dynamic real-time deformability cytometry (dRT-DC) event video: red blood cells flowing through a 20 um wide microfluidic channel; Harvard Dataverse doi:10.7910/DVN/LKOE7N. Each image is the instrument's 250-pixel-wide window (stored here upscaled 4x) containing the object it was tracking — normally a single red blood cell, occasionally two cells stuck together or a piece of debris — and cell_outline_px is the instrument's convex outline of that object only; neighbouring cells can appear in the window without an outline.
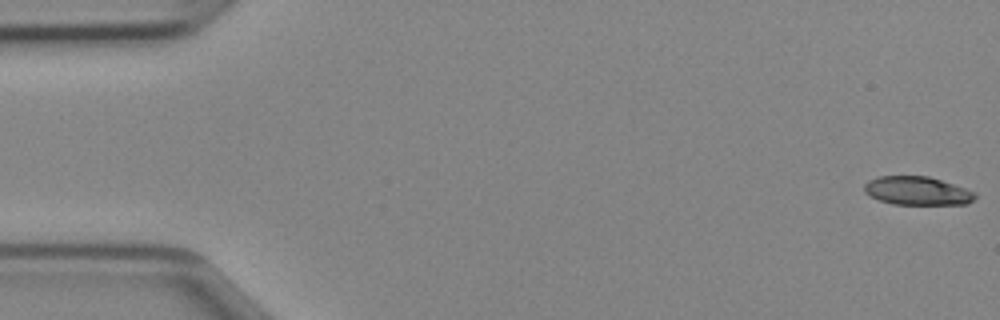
{"species": "Egyptian fruit bat (a non-hibernating species)", "species_latin": "Rousettus aegyptiacus", "temperature_condition": "cold", "stored_images_in_passage": 47, "camera_frame_rate_fps": 3000, "um_per_image_px": 0.085, "animal": {"sex": "female"}, "frame": {"image": 1, "passage_image": 1, "time_ms": 0.0, "image_size_px": [1000, 320], "cell_outline_px": [[976, 196], [968, 204], [892, 204], [880, 200], [864, 192], [864, 184], [868, 180], [880, 176], [928, 176], [976, 192]], "centroid_in_image_um": [77.95, 16.22], "position_along_channel_um": 7.1, "area_um2": 18.21}}
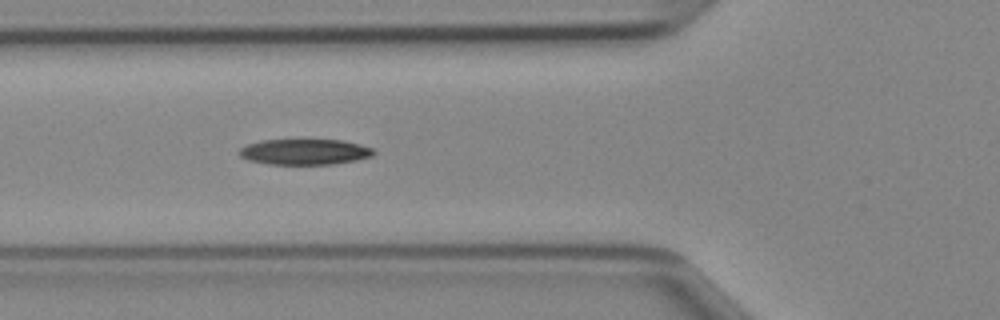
{"frame": {"image": 2, "passage_image": 17, "time_ms": 5.333, "image_size_px": [1000, 320], "cell_outline_px": [[376, 152], [372, 156], [356, 160], [332, 164], [268, 164], [248, 160], [240, 156], [236, 152], [240, 148], [248, 144], [260, 140], [344, 140], [360, 144], [372, 148]], "centroid_in_image_um": [25.88, 12.9], "position_along_channel_um": 99.9, "area_um2": 20.17}}
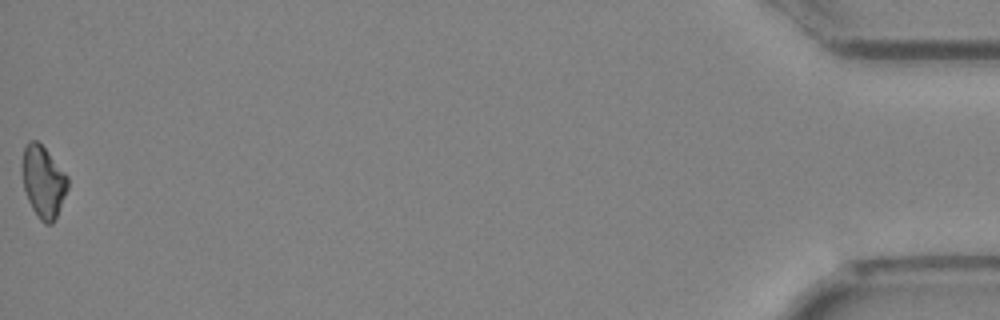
{"frame": {"image": 3, "passage_image": 47, "time_ms": 15.333, "image_size_px": [1000, 320], "cell_outline_px": [[68, 188], [56, 216], [52, 224], [44, 224], [40, 220], [32, 208], [28, 200], [24, 188], [24, 148], [28, 140], [36, 140], [44, 148], [68, 176]], "centroid_in_image_um": [3.7, 15.47], "position_along_channel_um": 431.5, "area_um2": 18.44}}